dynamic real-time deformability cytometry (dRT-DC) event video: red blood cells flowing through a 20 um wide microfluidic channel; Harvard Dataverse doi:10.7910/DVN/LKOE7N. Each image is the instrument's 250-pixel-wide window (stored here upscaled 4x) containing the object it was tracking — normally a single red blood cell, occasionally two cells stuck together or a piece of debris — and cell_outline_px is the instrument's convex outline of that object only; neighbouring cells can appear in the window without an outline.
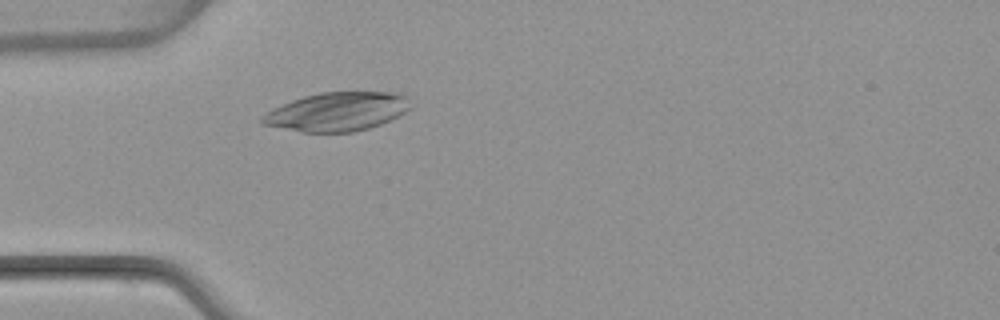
{"species": "common noctule bat (a hibernating species)", "species_latin": "Nyctalus noctula", "temperature_condition": "warm", "stored_images_in_passage": 3, "camera_frame_rate_fps": 3000, "um_per_image_px": 0.085, "animal": {"sex": "female", "body_mass_g": 22.7, "forearm_length_mm": 54.2}, "frame": {"image": 1, "passage_image": 3, "time_ms": 3.0, "image_size_px": [1000, 320], "cell_outline_px": [[412, 108], [380, 124], [368, 128], [352, 132], [304, 132], [264, 124], [260, 120], [260, 116], [272, 108], [292, 100], [304, 96], [320, 92], [400, 92], [408, 96]], "centroid_in_image_um": [28.68, 9.47], "position_along_channel_um": 56.3, "area_um2": 33.41}}